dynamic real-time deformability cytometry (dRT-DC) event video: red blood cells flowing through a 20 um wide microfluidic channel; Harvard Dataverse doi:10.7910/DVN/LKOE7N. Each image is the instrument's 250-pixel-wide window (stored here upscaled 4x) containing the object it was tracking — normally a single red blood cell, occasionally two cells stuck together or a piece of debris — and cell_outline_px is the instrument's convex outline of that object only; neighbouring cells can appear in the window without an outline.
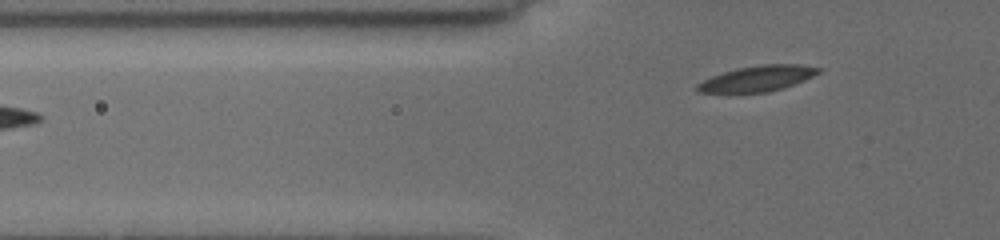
{"species": "common noctule bat (a hibernating species)", "species_latin": "Nyctalus noctula", "temperature_condition": "cold", "stored_images_in_passage": 9, "segment_of_instrument_passage": [2, 2], "camera_frame_rate_fps": 3000, "um_per_image_px": 0.085, "animal": {"sex": "female", "body_mass_g": 19.5, "forearm_length_mm": 54.1}, "frame": {"image": 1, "passage_image": 9, "time_ms": 8.333, "image_size_px": [1000, 240], "cell_outline_px": [[820, 72], [804, 80], [784, 88], [768, 92], [700, 92], [696, 88], [696, 84], [712, 76], [736, 68], [760, 64], [800, 64], [820, 68]], "centroid_in_image_um": [64.4, 6.66], "position_along_channel_um": 61.4, "area_um2": 17.92}}